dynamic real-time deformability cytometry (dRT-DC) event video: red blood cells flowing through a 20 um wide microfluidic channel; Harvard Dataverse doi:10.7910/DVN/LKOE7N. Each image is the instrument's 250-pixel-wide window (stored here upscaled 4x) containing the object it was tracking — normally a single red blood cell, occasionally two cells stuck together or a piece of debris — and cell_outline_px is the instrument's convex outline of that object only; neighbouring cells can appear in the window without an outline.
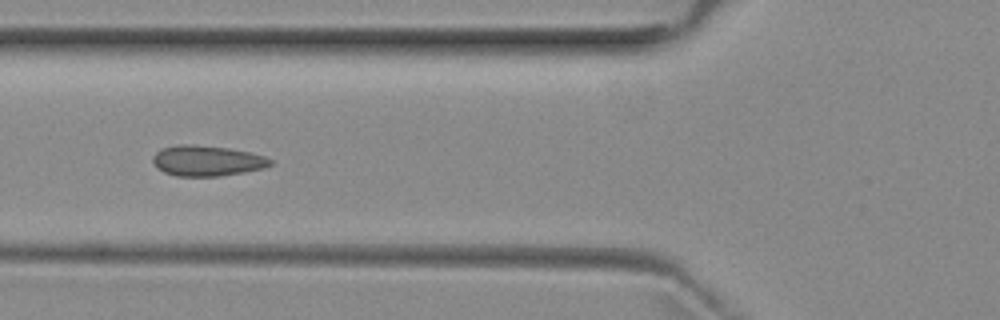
{"species": "common noctule bat (a hibernating species)", "species_latin": "Nyctalus noctula", "temperature_condition": "room temperature", "stored_images_in_passage": 6, "camera_frame_rate_fps": 3000, "um_per_image_px": 0.085, "animal": {"sex": "female", "body_mass_g": 29.2, "forearm_length_mm": 56.3}, "frame": {"image": 1, "passage_image": 5, "time_ms": 5.333, "image_size_px": [1000, 320], "cell_outline_px": [[272, 164], [264, 168], [244, 172], [220, 176], [176, 176], [164, 172], [156, 168], [152, 160], [152, 156], [156, 152], [164, 148], [180, 144], [188, 144], [228, 148], [248, 152], [264, 156], [272, 160]], "centroid_in_image_um": [17.57, 13.67], "position_along_channel_um": 108.2, "area_um2": 20.81}}
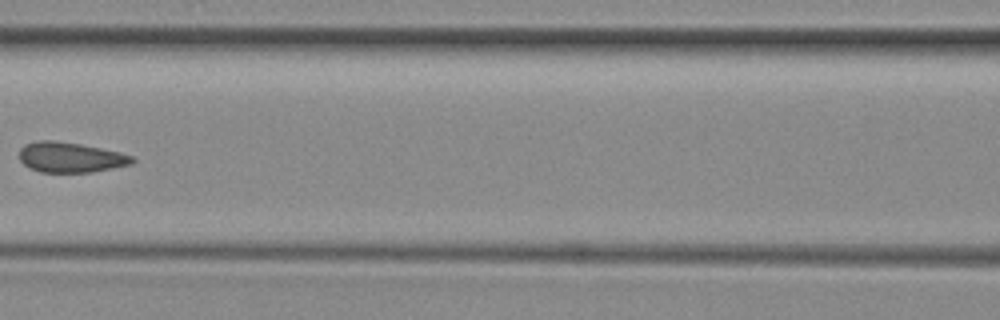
{"frame": {"image": 2, "passage_image": 6, "time_ms": 6.667, "image_size_px": [1000, 320], "cell_outline_px": [[136, 160], [132, 164], [92, 172], [40, 172], [28, 168], [20, 160], [20, 148], [24, 144], [36, 140], [52, 140], [80, 144], [120, 152], [132, 156]], "centroid_in_image_um": [5.97, 13.37], "position_along_channel_um": 160.6, "area_um2": 19.94}}